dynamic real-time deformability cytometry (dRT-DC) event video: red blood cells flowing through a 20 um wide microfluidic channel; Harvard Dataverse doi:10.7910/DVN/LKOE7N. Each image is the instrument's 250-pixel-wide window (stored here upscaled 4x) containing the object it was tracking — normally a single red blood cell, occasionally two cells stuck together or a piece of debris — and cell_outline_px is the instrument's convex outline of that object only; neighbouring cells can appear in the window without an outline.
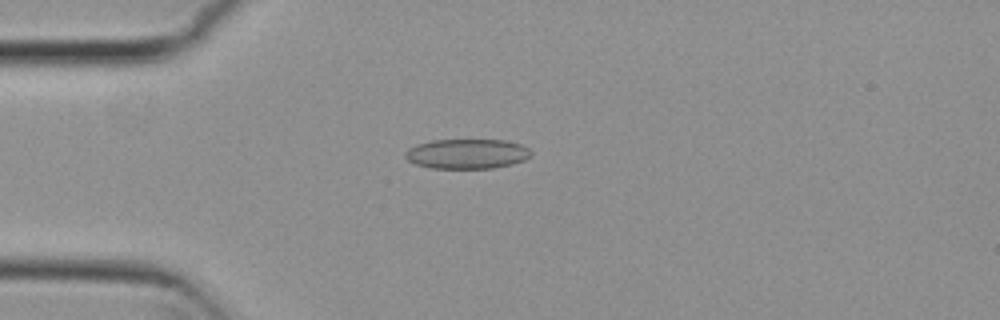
{"species": "common noctule bat (a hibernating species)", "species_latin": "Nyctalus noctula", "temperature_condition": "cold", "stored_images_in_passage": 45, "camera_frame_rate_fps": 3000, "um_per_image_px": 0.085, "animal": {"sex": "female", "body_mass_g": 29.2, "forearm_length_mm": 56.3}, "frame": {"image": 1, "passage_image": 5, "time_ms": 1.333, "image_size_px": [1000, 320], "cell_outline_px": [[532, 156], [524, 160], [512, 164], [492, 168], [432, 168], [416, 164], [408, 160], [404, 156], [404, 152], [408, 148], [416, 144], [432, 140], [504, 140], [520, 144], [528, 148], [532, 152]], "centroid_in_image_um": [39.69, 13.07], "position_along_channel_um": 45.3, "area_um2": 21.91}}
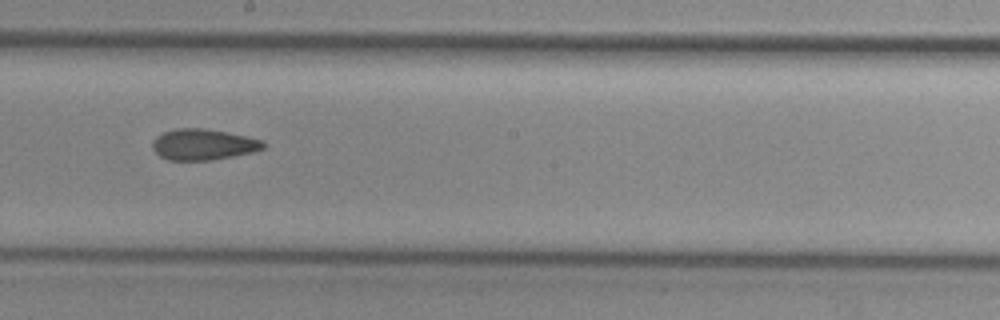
{"frame": {"image": 2, "passage_image": 21, "time_ms": 6.667, "image_size_px": [1000, 320], "cell_outline_px": [[264, 148], [252, 152], [212, 160], [168, 160], [160, 156], [152, 148], [152, 140], [156, 136], [164, 132], [176, 128], [204, 128], [228, 132], [260, 140], [264, 144]], "centroid_in_image_um": [17.22, 12.28], "position_along_channel_um": 231.0, "area_um2": 19.88}}
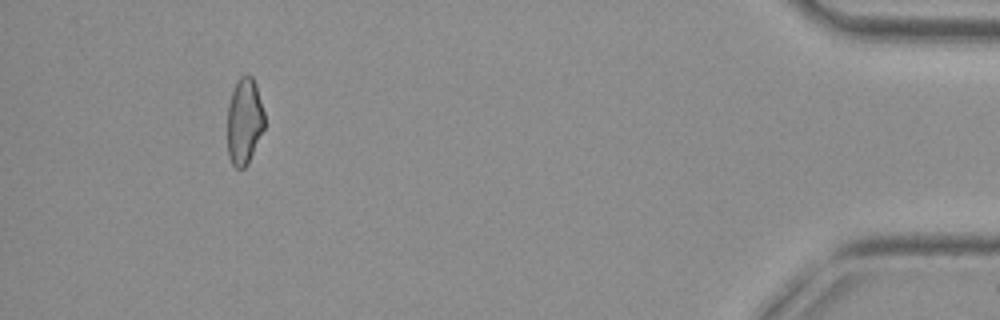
{"frame": {"image": 3, "passage_image": 41, "time_ms": 13.333, "image_size_px": [1000, 320], "cell_outline_px": [[264, 128], [248, 164], [244, 168], [236, 168], [232, 164], [228, 156], [228, 104], [236, 80], [240, 76], [248, 72], [252, 76], [256, 84], [264, 112]], "centroid_in_image_um": [20.77, 10.27], "position_along_channel_um": 414.4, "area_um2": 18.84}, "authors_computed_cell_mechanics": {"area_um2": 19.941, "velocity_mm_per_s": 3.8094, "shape_relaxation_time_tau1_ms": null, "shape_relaxation_time_tau2_ms": 3.8276, "deformation_change_tau1": null, "deformation_change_tau2": 0.1077}}